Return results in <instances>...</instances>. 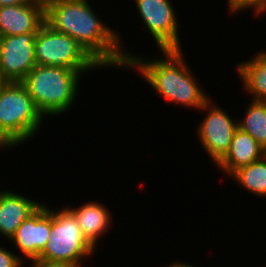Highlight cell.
I'll return each instance as SVG.
<instances>
[{
    "label": "cell",
    "instance_id": "obj_8",
    "mask_svg": "<svg viewBox=\"0 0 266 267\" xmlns=\"http://www.w3.org/2000/svg\"><path fill=\"white\" fill-rule=\"evenodd\" d=\"M211 98L199 109L208 111L197 127V135L210 159L217 164L228 152L238 122L224 109L211 104Z\"/></svg>",
    "mask_w": 266,
    "mask_h": 267
},
{
    "label": "cell",
    "instance_id": "obj_14",
    "mask_svg": "<svg viewBox=\"0 0 266 267\" xmlns=\"http://www.w3.org/2000/svg\"><path fill=\"white\" fill-rule=\"evenodd\" d=\"M66 208L75 216L84 237L96 249L97 240L110 228L112 217L109 210L99 202H87L81 206Z\"/></svg>",
    "mask_w": 266,
    "mask_h": 267
},
{
    "label": "cell",
    "instance_id": "obj_13",
    "mask_svg": "<svg viewBox=\"0 0 266 267\" xmlns=\"http://www.w3.org/2000/svg\"><path fill=\"white\" fill-rule=\"evenodd\" d=\"M265 155L266 150L251 135L238 128L233 135L228 152L217 166L231 177L239 168L248 166Z\"/></svg>",
    "mask_w": 266,
    "mask_h": 267
},
{
    "label": "cell",
    "instance_id": "obj_4",
    "mask_svg": "<svg viewBox=\"0 0 266 267\" xmlns=\"http://www.w3.org/2000/svg\"><path fill=\"white\" fill-rule=\"evenodd\" d=\"M43 115L22 82L8 81L0 91V133L17 146L40 130Z\"/></svg>",
    "mask_w": 266,
    "mask_h": 267
},
{
    "label": "cell",
    "instance_id": "obj_18",
    "mask_svg": "<svg viewBox=\"0 0 266 267\" xmlns=\"http://www.w3.org/2000/svg\"><path fill=\"white\" fill-rule=\"evenodd\" d=\"M228 6L229 11L234 14L246 8H252L256 15L266 12V0H228Z\"/></svg>",
    "mask_w": 266,
    "mask_h": 267
},
{
    "label": "cell",
    "instance_id": "obj_15",
    "mask_svg": "<svg viewBox=\"0 0 266 267\" xmlns=\"http://www.w3.org/2000/svg\"><path fill=\"white\" fill-rule=\"evenodd\" d=\"M236 70L240 80L243 82L244 89L248 94L253 95L252 100H266V52H258V55L245 62H241ZM253 93V94H252Z\"/></svg>",
    "mask_w": 266,
    "mask_h": 267
},
{
    "label": "cell",
    "instance_id": "obj_24",
    "mask_svg": "<svg viewBox=\"0 0 266 267\" xmlns=\"http://www.w3.org/2000/svg\"><path fill=\"white\" fill-rule=\"evenodd\" d=\"M43 5L44 7L47 6V5H50V4H53V3H56V2H59V1H71V0H39Z\"/></svg>",
    "mask_w": 266,
    "mask_h": 267
},
{
    "label": "cell",
    "instance_id": "obj_5",
    "mask_svg": "<svg viewBox=\"0 0 266 267\" xmlns=\"http://www.w3.org/2000/svg\"><path fill=\"white\" fill-rule=\"evenodd\" d=\"M52 210L51 238L37 259L81 267L83 258L93 255L95 248L84 237L75 216L65 206L58 211Z\"/></svg>",
    "mask_w": 266,
    "mask_h": 267
},
{
    "label": "cell",
    "instance_id": "obj_17",
    "mask_svg": "<svg viewBox=\"0 0 266 267\" xmlns=\"http://www.w3.org/2000/svg\"><path fill=\"white\" fill-rule=\"evenodd\" d=\"M245 190L259 197H266V155L249 164L239 168L232 175Z\"/></svg>",
    "mask_w": 266,
    "mask_h": 267
},
{
    "label": "cell",
    "instance_id": "obj_2",
    "mask_svg": "<svg viewBox=\"0 0 266 267\" xmlns=\"http://www.w3.org/2000/svg\"><path fill=\"white\" fill-rule=\"evenodd\" d=\"M182 50H160L164 59L146 60L140 55H133L128 60L127 68H136L160 97L174 104L198 110L210 96H207L196 82L197 79L187 66Z\"/></svg>",
    "mask_w": 266,
    "mask_h": 267
},
{
    "label": "cell",
    "instance_id": "obj_6",
    "mask_svg": "<svg viewBox=\"0 0 266 267\" xmlns=\"http://www.w3.org/2000/svg\"><path fill=\"white\" fill-rule=\"evenodd\" d=\"M34 51L37 65L77 71L102 68L74 38L55 31L45 22L36 33Z\"/></svg>",
    "mask_w": 266,
    "mask_h": 267
},
{
    "label": "cell",
    "instance_id": "obj_1",
    "mask_svg": "<svg viewBox=\"0 0 266 267\" xmlns=\"http://www.w3.org/2000/svg\"><path fill=\"white\" fill-rule=\"evenodd\" d=\"M89 0L59 1L44 7V21L74 38L102 67H127L133 56L123 48L119 33L98 18Z\"/></svg>",
    "mask_w": 266,
    "mask_h": 267
},
{
    "label": "cell",
    "instance_id": "obj_16",
    "mask_svg": "<svg viewBox=\"0 0 266 267\" xmlns=\"http://www.w3.org/2000/svg\"><path fill=\"white\" fill-rule=\"evenodd\" d=\"M246 115L238 121V128L251 135L266 150V103L251 100Z\"/></svg>",
    "mask_w": 266,
    "mask_h": 267
},
{
    "label": "cell",
    "instance_id": "obj_21",
    "mask_svg": "<svg viewBox=\"0 0 266 267\" xmlns=\"http://www.w3.org/2000/svg\"><path fill=\"white\" fill-rule=\"evenodd\" d=\"M32 0H0V7L30 3Z\"/></svg>",
    "mask_w": 266,
    "mask_h": 267
},
{
    "label": "cell",
    "instance_id": "obj_10",
    "mask_svg": "<svg viewBox=\"0 0 266 267\" xmlns=\"http://www.w3.org/2000/svg\"><path fill=\"white\" fill-rule=\"evenodd\" d=\"M51 238V209L42 204L18 227L11 238L24 258L37 259Z\"/></svg>",
    "mask_w": 266,
    "mask_h": 267
},
{
    "label": "cell",
    "instance_id": "obj_12",
    "mask_svg": "<svg viewBox=\"0 0 266 267\" xmlns=\"http://www.w3.org/2000/svg\"><path fill=\"white\" fill-rule=\"evenodd\" d=\"M42 204L13 191L0 192V233L8 240L16 233L18 227L32 215Z\"/></svg>",
    "mask_w": 266,
    "mask_h": 267
},
{
    "label": "cell",
    "instance_id": "obj_22",
    "mask_svg": "<svg viewBox=\"0 0 266 267\" xmlns=\"http://www.w3.org/2000/svg\"><path fill=\"white\" fill-rule=\"evenodd\" d=\"M13 148V145L0 133V149Z\"/></svg>",
    "mask_w": 266,
    "mask_h": 267
},
{
    "label": "cell",
    "instance_id": "obj_23",
    "mask_svg": "<svg viewBox=\"0 0 266 267\" xmlns=\"http://www.w3.org/2000/svg\"><path fill=\"white\" fill-rule=\"evenodd\" d=\"M167 267H195L194 265L188 264V263H182V262H175L171 265H168Z\"/></svg>",
    "mask_w": 266,
    "mask_h": 267
},
{
    "label": "cell",
    "instance_id": "obj_9",
    "mask_svg": "<svg viewBox=\"0 0 266 267\" xmlns=\"http://www.w3.org/2000/svg\"><path fill=\"white\" fill-rule=\"evenodd\" d=\"M36 33L0 36V72L7 81L21 82L37 65Z\"/></svg>",
    "mask_w": 266,
    "mask_h": 267
},
{
    "label": "cell",
    "instance_id": "obj_7",
    "mask_svg": "<svg viewBox=\"0 0 266 267\" xmlns=\"http://www.w3.org/2000/svg\"><path fill=\"white\" fill-rule=\"evenodd\" d=\"M139 16L160 50H181L176 11L170 0H134Z\"/></svg>",
    "mask_w": 266,
    "mask_h": 267
},
{
    "label": "cell",
    "instance_id": "obj_20",
    "mask_svg": "<svg viewBox=\"0 0 266 267\" xmlns=\"http://www.w3.org/2000/svg\"><path fill=\"white\" fill-rule=\"evenodd\" d=\"M31 266L32 267H74L69 264H62V263H50V262H45L39 259H34L31 260Z\"/></svg>",
    "mask_w": 266,
    "mask_h": 267
},
{
    "label": "cell",
    "instance_id": "obj_3",
    "mask_svg": "<svg viewBox=\"0 0 266 267\" xmlns=\"http://www.w3.org/2000/svg\"><path fill=\"white\" fill-rule=\"evenodd\" d=\"M83 72L87 71L36 65L21 82L43 117L58 116L73 106Z\"/></svg>",
    "mask_w": 266,
    "mask_h": 267
},
{
    "label": "cell",
    "instance_id": "obj_19",
    "mask_svg": "<svg viewBox=\"0 0 266 267\" xmlns=\"http://www.w3.org/2000/svg\"><path fill=\"white\" fill-rule=\"evenodd\" d=\"M21 257L6 248L0 247V267H22L24 259Z\"/></svg>",
    "mask_w": 266,
    "mask_h": 267
},
{
    "label": "cell",
    "instance_id": "obj_11",
    "mask_svg": "<svg viewBox=\"0 0 266 267\" xmlns=\"http://www.w3.org/2000/svg\"><path fill=\"white\" fill-rule=\"evenodd\" d=\"M44 22V5L39 0L0 7V36L38 32Z\"/></svg>",
    "mask_w": 266,
    "mask_h": 267
},
{
    "label": "cell",
    "instance_id": "obj_25",
    "mask_svg": "<svg viewBox=\"0 0 266 267\" xmlns=\"http://www.w3.org/2000/svg\"><path fill=\"white\" fill-rule=\"evenodd\" d=\"M7 82L8 81L2 76V73L0 72V91Z\"/></svg>",
    "mask_w": 266,
    "mask_h": 267
}]
</instances>
